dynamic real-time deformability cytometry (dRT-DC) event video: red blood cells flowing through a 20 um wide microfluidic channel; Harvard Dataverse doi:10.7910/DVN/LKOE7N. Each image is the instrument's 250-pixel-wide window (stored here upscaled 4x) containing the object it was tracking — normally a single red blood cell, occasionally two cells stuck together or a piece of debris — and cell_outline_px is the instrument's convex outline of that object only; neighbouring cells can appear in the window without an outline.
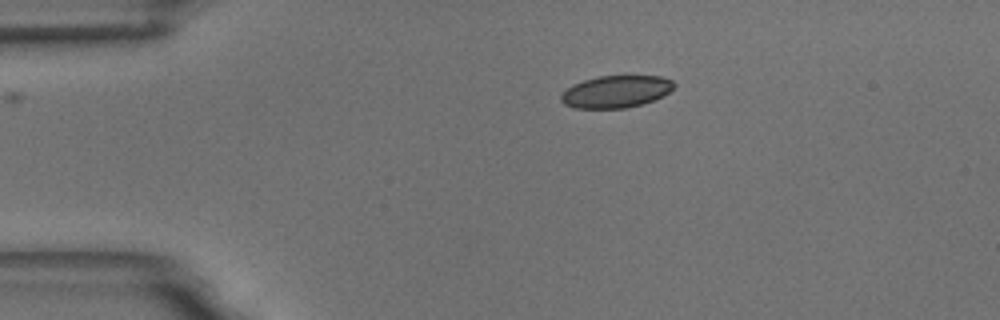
{"species": "common noctule bat (a hibernating species)", "species_latin": "Nyctalus noctula", "temperature_condition": "room temperature", "stored_images_in_passage": 45, "camera_frame_rate_fps": 3000, "um_per_image_px": 0.085, "animal": {"sex": "male", "body_mass_g": 18.8}, "frame": {"image": 1, "passage_image": 1, "time_ms": 0.0, "image_size_px": [1000, 320], "cell_outline_px": [[676, 84], [668, 92], [652, 100], [640, 104], [624, 108], [576, 108], [564, 104], [560, 100], [560, 96], [572, 84], [584, 80], [600, 76], [660, 76], [672, 80]], "centroid_in_image_um": [52.33, 7.78], "position_along_channel_um": 32.7, "area_um2": 20.87}}
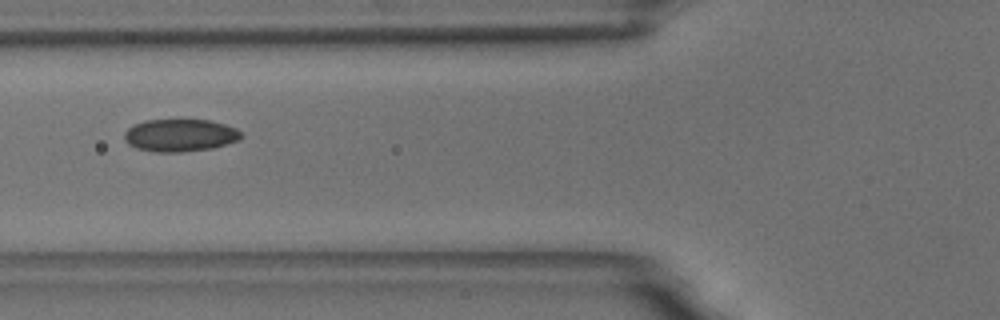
{"frame": {"image": 2, "passage_image": 11, "time_ms": 3.333, "image_size_px": [1000, 320], "cell_outline_px": [[244, 136], [240, 140], [228, 144], [212, 148], [180, 152], [156, 152], [136, 148], [128, 144], [124, 140], [124, 132], [132, 124], [144, 120], [212, 120], [236, 128]], "centroid_in_image_um": [15.3, 11.5], "position_along_channel_um": 110.5, "area_um2": 22.37}}
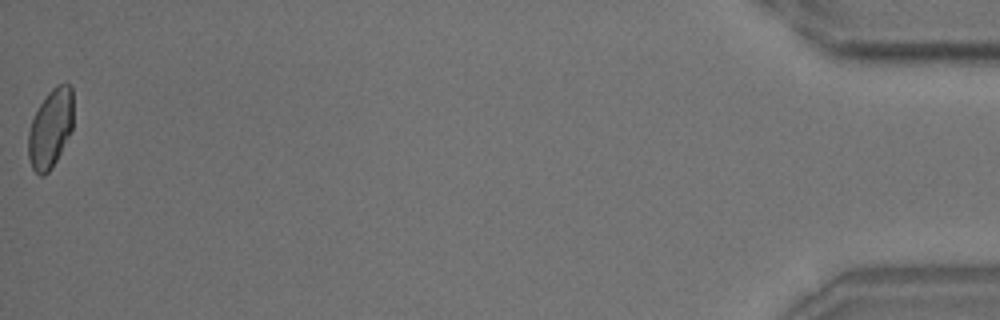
{"frame": {"image": 3, "passage_image": 45, "time_ms": 14.667, "image_size_px": [1000, 320], "cell_outline_px": [[72, 128], [52, 168], [44, 176], [40, 176], [32, 168], [28, 156], [28, 132], [32, 120], [40, 104], [48, 92], [56, 84], [68, 84], [72, 88]], "centroid_in_image_um": [4.27, 10.92], "position_along_channel_um": 430.9, "area_um2": 20.4}, "authors_computed_cell_mechanics": {"area_um2": 21.675, "velocity_mm_per_s": 3.6744, "shape_relaxation_time_tau1_ms": 4.7066, "shape_relaxation_time_tau2_ms": 2.1884, "deformation_change_tau1": 0.0981, "deformation_change_tau2": 0.0596}}